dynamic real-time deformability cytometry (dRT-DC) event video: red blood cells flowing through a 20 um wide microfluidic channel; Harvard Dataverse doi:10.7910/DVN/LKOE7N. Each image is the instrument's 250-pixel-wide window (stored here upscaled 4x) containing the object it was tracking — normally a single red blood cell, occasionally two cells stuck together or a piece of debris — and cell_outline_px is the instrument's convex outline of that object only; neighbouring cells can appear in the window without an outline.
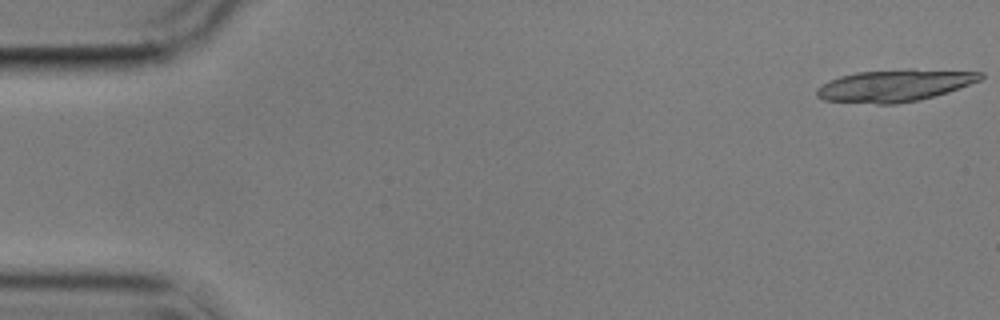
{"species": "common noctule bat (a hibernating species)", "species_latin": "Nyctalus noctula", "temperature_condition": "cold", "stored_images_in_passage": 12, "segment_of_instrument_passage": [1, 2], "camera_frame_rate_fps": 3000, "um_per_image_px": 0.085, "animal": {"sex": "male", "body_mass_g": 17.9}, "frame": {"image": 1, "passage_image": 1, "time_ms": 0.0, "image_size_px": [1000, 320], "cell_outline_px": [[984, 76], [980, 80], [948, 92], [920, 100], [896, 104], [876, 104], [824, 100], [816, 96], [816, 88], [840, 76], [856, 72], [908, 68], [912, 68], [984, 72]], "centroid_in_image_um": [76.08, 7.26], "position_along_channel_um": 8.9, "area_um2": 30.81}}
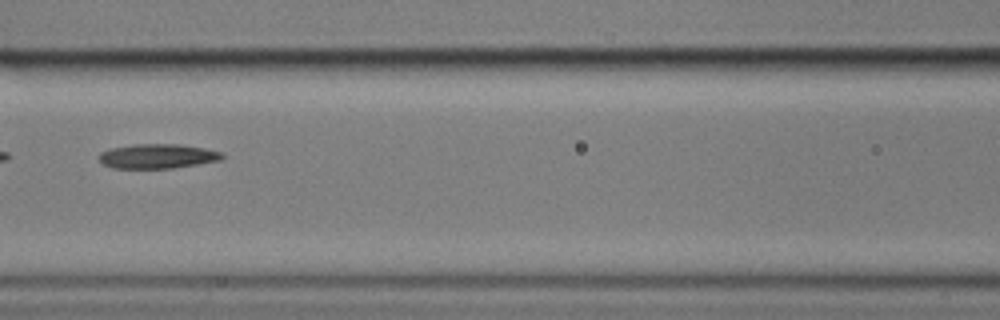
{"frame": {"image": 2, "passage_image": 7, "time_ms": 8.0, "image_size_px": [1000, 320], "cell_outline_px": [[224, 156], [220, 160], [172, 168], [112, 168], [104, 164], [96, 156], [100, 152], [112, 148], [136, 144], [180, 144], [204, 148], [224, 152]], "centroid_in_image_um": [13.38, 13.27], "position_along_channel_um": 153.2, "area_um2": 17.57}}
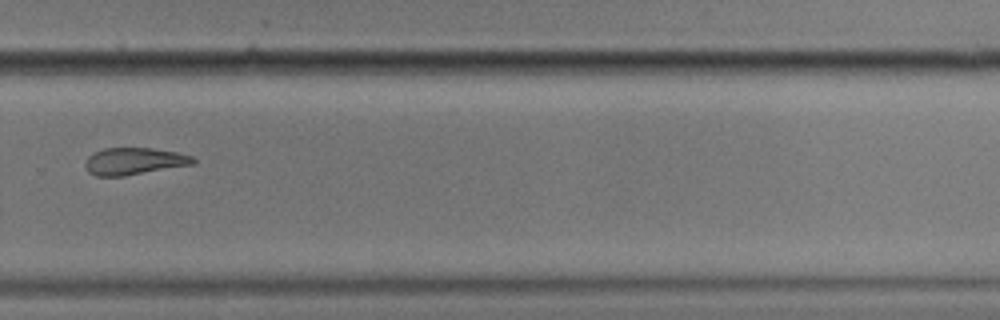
{"frame": {"image": 3, "passage_image": 11, "time_ms": 12.667, "image_size_px": [1000, 320], "cell_outline_px": [[196, 164], [124, 176], [96, 176], [88, 172], [84, 164], [88, 156], [92, 152], [104, 148], [152, 148], [176, 152], [192, 156], [196, 160]], "centroid_in_image_um": [11.39, 13.7], "position_along_channel_um": 318.4, "area_um2": 17.17}}